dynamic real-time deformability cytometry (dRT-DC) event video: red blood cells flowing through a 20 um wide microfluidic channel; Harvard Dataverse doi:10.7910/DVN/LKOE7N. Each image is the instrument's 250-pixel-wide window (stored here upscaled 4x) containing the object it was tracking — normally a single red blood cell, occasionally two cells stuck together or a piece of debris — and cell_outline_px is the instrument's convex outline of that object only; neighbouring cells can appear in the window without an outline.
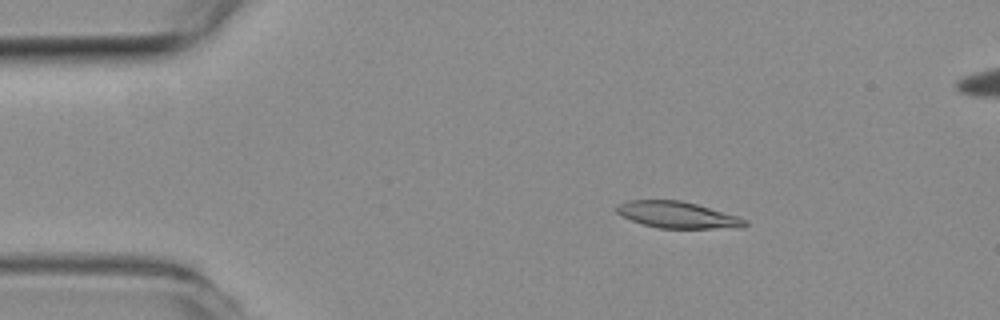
{"species": "common noctule bat (a hibernating species)", "species_latin": "Nyctalus noctula", "temperature_condition": "room temperature", "stored_images_in_passage": 53, "camera_frame_rate_fps": 3000, "um_per_image_px": 0.085, "animal": {"sex": "female", "body_mass_g": 19.3, "forearm_length_mm": 54.1}, "frame": {"image": 1, "passage_image": 8, "time_ms": 2.333, "image_size_px": [1000, 320], "cell_outline_px": [[748, 224], [744, 228], [660, 228], [644, 224], [620, 216], [616, 212], [616, 204], [628, 200], [680, 200], [696, 204], [736, 216], [748, 220]], "centroid_in_image_um": [57.57, 18.26], "position_along_channel_um": 27.4, "area_um2": 19.77}}
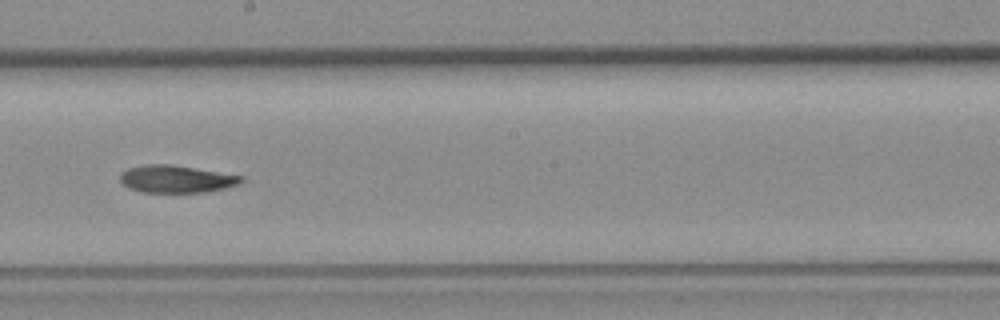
{"frame": {"image": 2, "passage_image": 29, "time_ms": 9.333, "image_size_px": [1000, 320], "cell_outline_px": [[244, 180], [240, 184], [224, 188], [204, 192], [140, 192], [128, 188], [120, 180], [120, 172], [128, 168], [148, 164], [168, 164], [244, 176]], "centroid_in_image_um": [14.97, 15.22], "position_along_channel_um": 233.2, "area_um2": 19.25}}
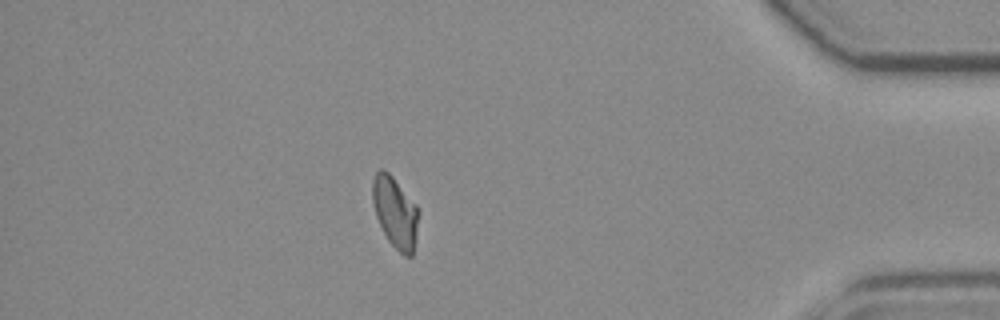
{"frame": {"image": 3, "passage_image": 46, "time_ms": 15.0, "image_size_px": [1000, 320], "cell_outline_px": [[416, 240], [412, 256], [404, 256], [388, 240], [376, 216], [372, 204], [372, 180], [376, 172], [380, 168], [384, 168], [392, 176], [416, 204]], "centroid_in_image_um": [33.55, 18.01], "position_along_channel_um": 401.7, "area_um2": 18.73}}